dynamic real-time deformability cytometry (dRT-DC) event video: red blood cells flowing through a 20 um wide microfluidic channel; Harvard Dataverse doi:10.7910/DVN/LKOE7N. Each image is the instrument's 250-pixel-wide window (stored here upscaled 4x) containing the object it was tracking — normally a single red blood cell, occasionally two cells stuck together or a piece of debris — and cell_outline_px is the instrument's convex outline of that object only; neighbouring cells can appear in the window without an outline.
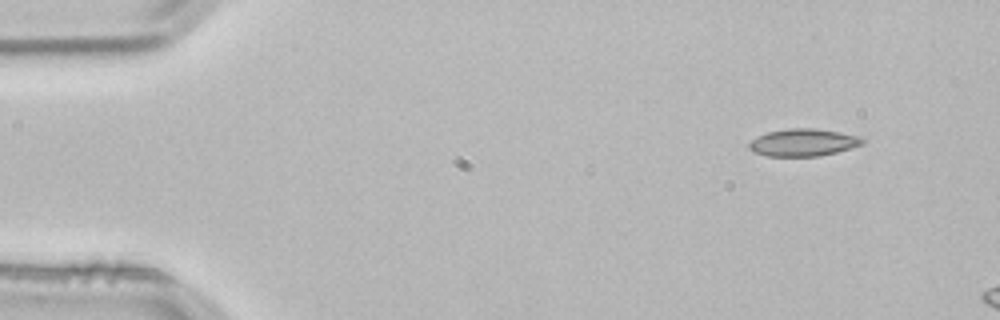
{"species": "common noctule bat (a hibernating species)", "species_latin": "Nyctalus noctula", "temperature_condition": "room temperature", "stored_images_in_passage": 3, "camera_frame_rate_fps": 3000, "um_per_image_px": 0.085, "animal": {"sex": "male", "body_mass_g": 21.5, "forearm_length_mm": 52.0}, "frame": {"image": 1, "passage_image": 1, "time_ms": 0.0, "image_size_px": [1000, 320], "cell_outline_px": [[864, 144], [836, 152], [820, 156], [768, 156], [752, 152], [748, 148], [748, 144], [752, 140], [768, 132], [788, 128], [812, 128], [840, 132], [856, 136], [864, 140]], "centroid_in_image_um": [68.25, 12.12], "position_along_channel_um": 16.8, "area_um2": 17.92}}